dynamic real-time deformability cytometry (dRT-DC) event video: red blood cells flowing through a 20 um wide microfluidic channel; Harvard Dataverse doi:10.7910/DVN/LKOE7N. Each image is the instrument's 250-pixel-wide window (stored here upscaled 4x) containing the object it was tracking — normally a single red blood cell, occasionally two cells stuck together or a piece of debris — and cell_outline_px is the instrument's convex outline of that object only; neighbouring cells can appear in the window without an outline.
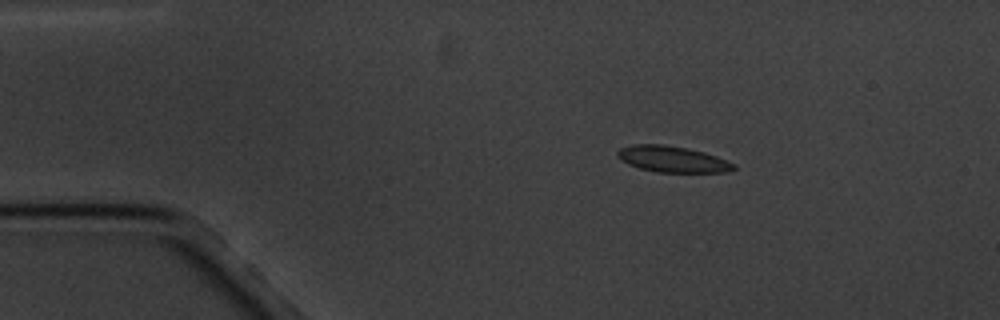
{"species": "common noctule bat (a hibernating species)", "species_latin": "Nyctalus noctula", "temperature_condition": "cold", "stored_images_in_passage": 3, "camera_frame_rate_fps": 3000, "um_per_image_px": 0.085, "animal": {"sex": "male", "body_mass_g": 20.1, "forearm_length_mm": 53.5}, "frame": {"image": 1, "passage_image": 1, "time_ms": 0.0, "image_size_px": [1000, 320], "cell_outline_px": [[736, 168], [728, 172], [656, 172], [640, 168], [628, 164], [620, 160], [616, 156], [616, 152], [620, 148], [632, 144], [664, 144], [688, 148], [704, 152], [716, 156], [736, 164]], "centroid_in_image_um": [57.14, 13.52], "position_along_channel_um": 27.9, "area_um2": 17.86}}